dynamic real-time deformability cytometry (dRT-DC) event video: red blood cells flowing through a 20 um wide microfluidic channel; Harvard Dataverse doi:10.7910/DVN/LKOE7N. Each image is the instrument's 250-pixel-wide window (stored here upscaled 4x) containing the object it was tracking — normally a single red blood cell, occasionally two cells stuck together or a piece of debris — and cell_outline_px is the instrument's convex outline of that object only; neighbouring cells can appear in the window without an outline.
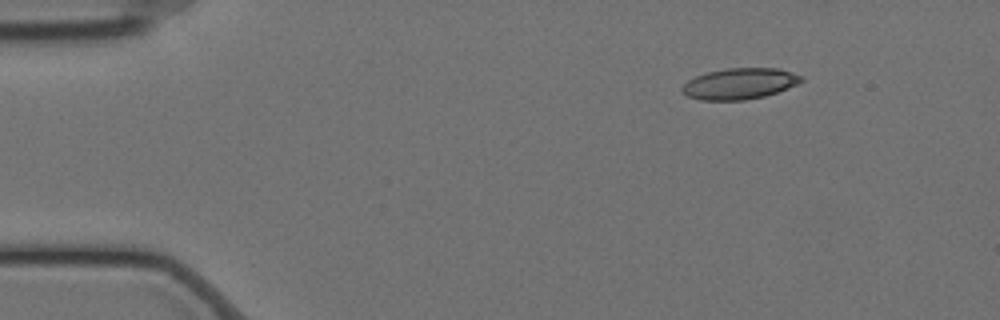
{"species": "Egyptian fruit bat (a non-hibernating species)", "species_latin": "Rousettus aegyptiacus", "temperature_condition": "cold", "stored_images_in_passage": 43, "camera_frame_rate_fps": 3000, "um_per_image_px": 0.085, "animal": {"sex": "female"}, "frame": {"image": 1, "passage_image": 1, "time_ms": 0.0, "image_size_px": [1000, 320], "cell_outline_px": [[804, 80], [788, 88], [764, 96], [744, 100], [700, 100], [688, 96], [680, 88], [688, 80], [696, 76], [708, 72], [728, 68], [776, 68], [792, 72], [804, 76]], "centroid_in_image_um": [62.88, 7.11], "position_along_channel_um": 22.1, "area_um2": 21.44}}
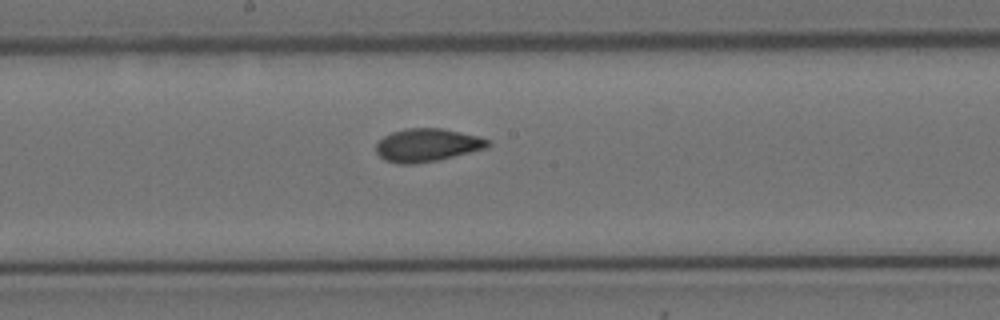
{"frame": {"image": 2, "passage_image": 24, "time_ms": 7.667, "image_size_px": [1000, 320], "cell_outline_px": [[492, 144], [488, 148], [436, 160], [416, 164], [396, 164], [384, 160], [376, 152], [376, 144], [384, 136], [392, 132], [408, 128], [444, 128], [480, 136], [492, 140]], "centroid_in_image_um": [36.35, 12.33], "position_along_channel_um": 211.8, "area_um2": 21.79}}
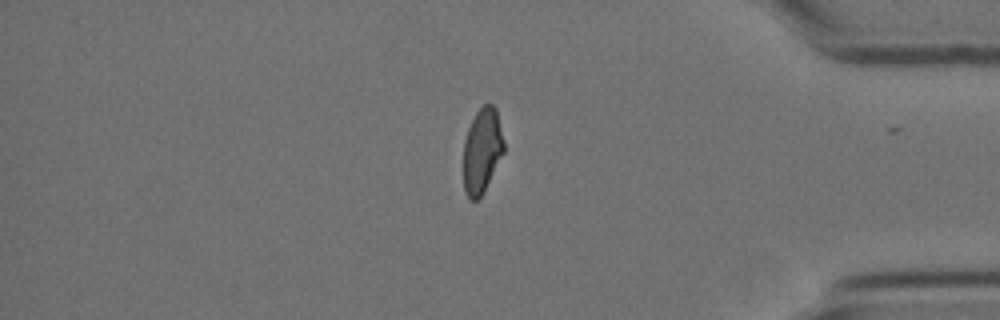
{"frame": {"image": 3, "passage_image": 42, "time_ms": 13.667, "image_size_px": [1000, 320], "cell_outline_px": [[504, 152], [484, 192], [476, 200], [468, 200], [464, 192], [464, 140], [468, 128], [476, 112], [484, 104], [492, 104], [496, 108], [504, 140]], "centroid_in_image_um": [40.98, 12.82], "position_along_channel_um": 394.2, "area_um2": 20.11}, "authors_computed_cell_mechanics": {"area_um2": 21.4438, "velocity_mm_per_s": 3.5066, "shape_relaxation_time_tau1_ms": 8.6496, "shape_relaxation_time_tau2_ms": 1.5766, "deformation_change_tau1": 0.1842, "deformation_change_tau2": 0.0697}}